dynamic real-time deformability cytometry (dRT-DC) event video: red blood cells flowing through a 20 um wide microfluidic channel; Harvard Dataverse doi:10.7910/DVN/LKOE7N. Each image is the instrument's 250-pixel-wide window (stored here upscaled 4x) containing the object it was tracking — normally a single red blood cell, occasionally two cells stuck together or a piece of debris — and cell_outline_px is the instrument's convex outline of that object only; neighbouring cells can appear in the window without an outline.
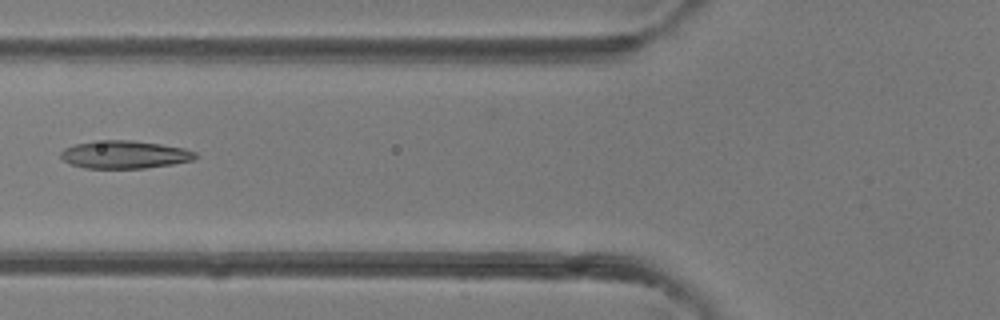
{"species": "common noctule bat (a hibernating species)", "species_latin": "Nyctalus noctula", "temperature_condition": "room temperature", "stored_images_in_passage": 4, "camera_frame_rate_fps": 3000, "um_per_image_px": 0.085, "animal": {"sex": "female"}, "frame": {"image": 1, "passage_image": 4, "time_ms": 4.333, "image_size_px": [1000, 320], "cell_outline_px": [[200, 156], [192, 160], [172, 164], [144, 168], [84, 168], [68, 164], [60, 156], [60, 152], [64, 148], [76, 144], [92, 140], [132, 140], [160, 144], [184, 148], [196, 152]], "centroid_in_image_um": [10.57, 13.13], "position_along_channel_um": 115.2, "area_um2": 22.02}}